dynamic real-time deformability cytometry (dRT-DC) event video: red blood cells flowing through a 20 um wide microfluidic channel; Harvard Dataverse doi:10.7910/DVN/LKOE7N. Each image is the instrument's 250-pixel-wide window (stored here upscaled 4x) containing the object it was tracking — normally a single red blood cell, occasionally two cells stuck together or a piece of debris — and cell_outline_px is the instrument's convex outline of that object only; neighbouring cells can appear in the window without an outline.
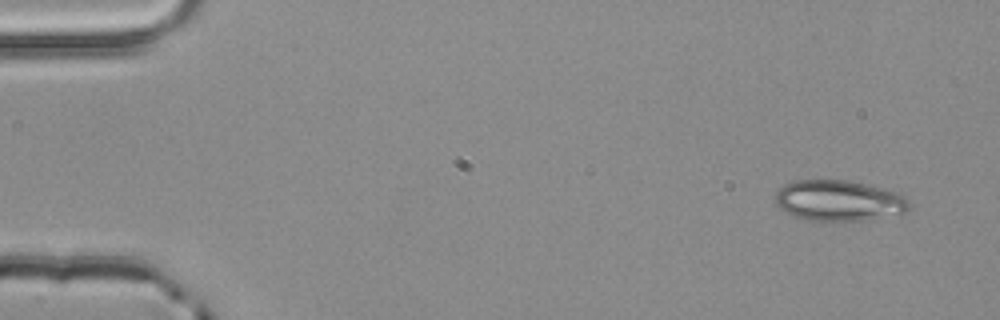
{"species": "common noctule bat (a hibernating species)", "species_latin": "Nyctalus noctula", "temperature_condition": "room temperature", "stored_images_in_passage": 50, "camera_frame_rate_fps": 3000, "um_per_image_px": 0.085, "animal": {"sex": "male", "body_mass_g": 20.4}, "frame": {"image": 1, "passage_image": 1, "time_ms": 0.0, "image_size_px": [1000, 320], "cell_outline_px": [[912, 208], [904, 212], [860, 220], [804, 220], [780, 208], [776, 204], [776, 192], [784, 184], [796, 180], [848, 180], [884, 188], [900, 192], [908, 200]], "centroid_in_image_um": [71.32, 17.03], "position_along_channel_um": 13.7, "area_um2": 31.56}}
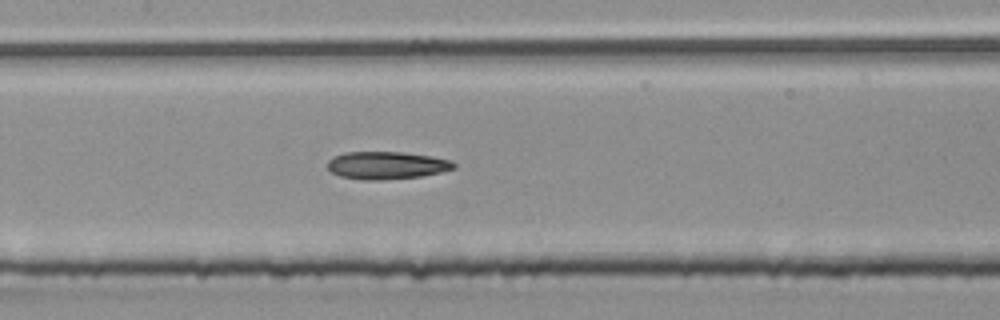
{"frame": {"image": 2, "passage_image": 23, "time_ms": 7.333, "image_size_px": [1000, 320], "cell_outline_px": [[456, 168], [440, 172], [420, 176], [380, 180], [364, 180], [340, 176], [332, 172], [328, 168], [328, 160], [332, 156], [344, 152], [404, 152], [432, 156], [452, 160], [456, 164]], "centroid_in_image_um": [32.87, 14.04], "position_along_channel_um": 174.5, "area_um2": 20.4}}
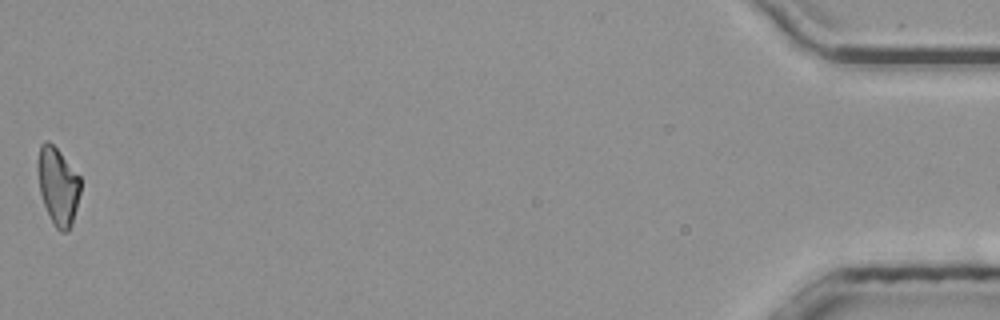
{"frame": {"image": 3, "passage_image": 50, "time_ms": 16.333, "image_size_px": [1000, 320], "cell_outline_px": [[80, 192], [76, 208], [68, 232], [60, 232], [56, 228], [44, 204], [40, 192], [36, 164], [40, 144], [44, 140], [48, 140], [60, 152], [80, 176]], "centroid_in_image_um": [4.9, 15.77], "position_along_channel_um": 430.3, "area_um2": 19.19}, "authors_computed_cell_mechanics": {"area_um2": 20.3745, "velocity_mm_per_s": 3.9879, "shape_relaxation_time_tau1_ms": null, "shape_relaxation_time_tau2_ms": 4.9642, "deformation_change_tau1": null, "deformation_change_tau2": 0.1363}}